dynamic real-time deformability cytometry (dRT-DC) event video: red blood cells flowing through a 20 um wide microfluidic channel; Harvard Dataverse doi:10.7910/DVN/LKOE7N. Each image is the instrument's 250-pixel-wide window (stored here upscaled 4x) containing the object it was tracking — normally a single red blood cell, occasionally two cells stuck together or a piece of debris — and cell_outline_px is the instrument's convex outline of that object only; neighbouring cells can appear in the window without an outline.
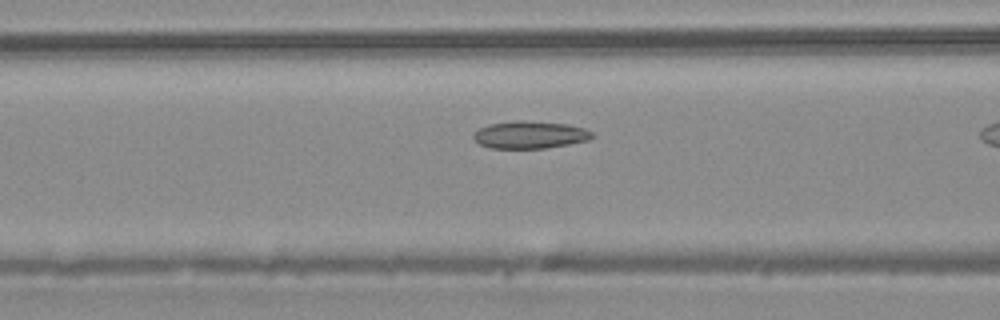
{"species": "common noctule bat (a hibernating species)", "species_latin": "Nyctalus noctula", "temperature_condition": "warm", "stored_images_in_passage": 10, "camera_frame_rate_fps": 3000, "um_per_image_px": 0.085, "animal": {"sex": "male", "body_mass_g": 20.4}, "frame": {"image": 1, "passage_image": 6, "time_ms": 1.667, "image_size_px": [1000, 320], "cell_outline_px": [[596, 136], [588, 140], [568, 144], [544, 148], [488, 148], [480, 144], [472, 136], [480, 128], [488, 124], [520, 120], [568, 124], [584, 128], [592, 132]], "centroid_in_image_um": [45.06, 11.46], "position_along_channel_um": 121.5, "area_um2": 18.84}}
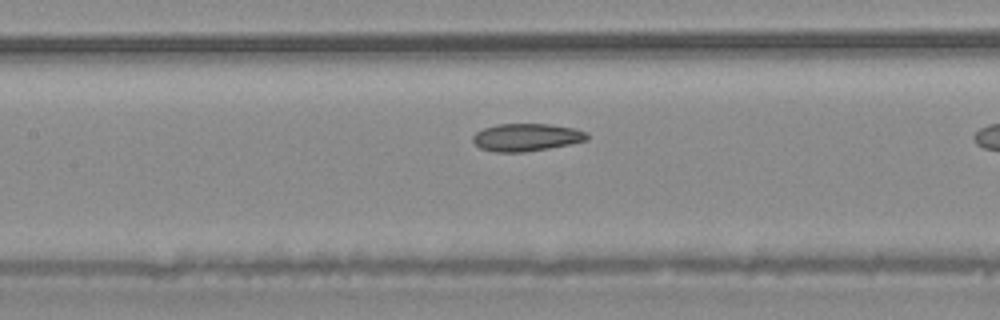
{"frame": {"image": 2, "passage_image": 9, "time_ms": 2.667, "image_size_px": [1000, 320], "cell_outline_px": [[588, 140], [548, 148], [524, 152], [496, 152], [480, 148], [472, 140], [472, 136], [476, 132], [484, 128], [500, 124], [548, 124], [576, 128], [588, 132]], "centroid_in_image_um": [44.76, 11.66], "position_along_channel_um": 162.6, "area_um2": 18.32}}